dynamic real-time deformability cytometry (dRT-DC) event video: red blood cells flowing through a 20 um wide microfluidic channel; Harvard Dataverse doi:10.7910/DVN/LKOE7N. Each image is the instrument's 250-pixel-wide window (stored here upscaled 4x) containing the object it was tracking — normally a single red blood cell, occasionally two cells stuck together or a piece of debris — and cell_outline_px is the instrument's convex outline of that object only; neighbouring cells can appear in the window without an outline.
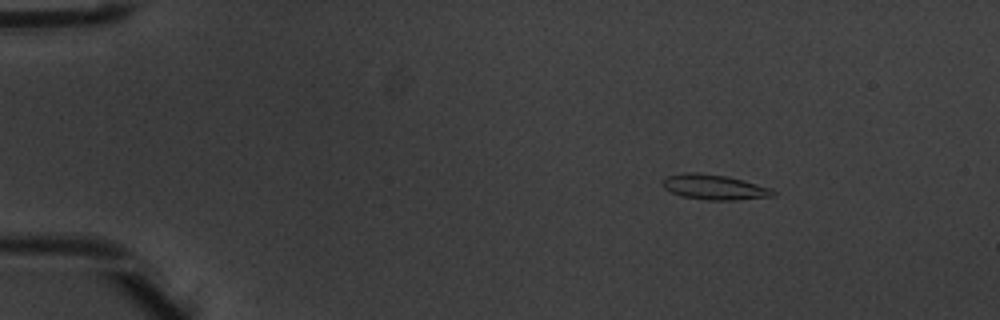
{"species": "common noctule bat (a hibernating species)", "species_latin": "Nyctalus noctula", "temperature_condition": "warm", "stored_images_in_passage": 3, "camera_frame_rate_fps": 3000, "um_per_image_px": 0.085, "animal": {"sex": "male", "body_mass_g": 20.1, "forearm_length_mm": 53.5}, "frame": {"image": 1, "passage_image": 1, "time_ms": 0.0, "image_size_px": [1000, 320], "cell_outline_px": [[776, 196], [736, 200], [708, 200], [680, 196], [664, 188], [660, 184], [668, 176], [684, 172], [696, 172], [728, 176], [772, 188], [776, 192]], "centroid_in_image_um": [60.73, 15.91], "position_along_channel_um": 24.3, "area_um2": 16.3}}